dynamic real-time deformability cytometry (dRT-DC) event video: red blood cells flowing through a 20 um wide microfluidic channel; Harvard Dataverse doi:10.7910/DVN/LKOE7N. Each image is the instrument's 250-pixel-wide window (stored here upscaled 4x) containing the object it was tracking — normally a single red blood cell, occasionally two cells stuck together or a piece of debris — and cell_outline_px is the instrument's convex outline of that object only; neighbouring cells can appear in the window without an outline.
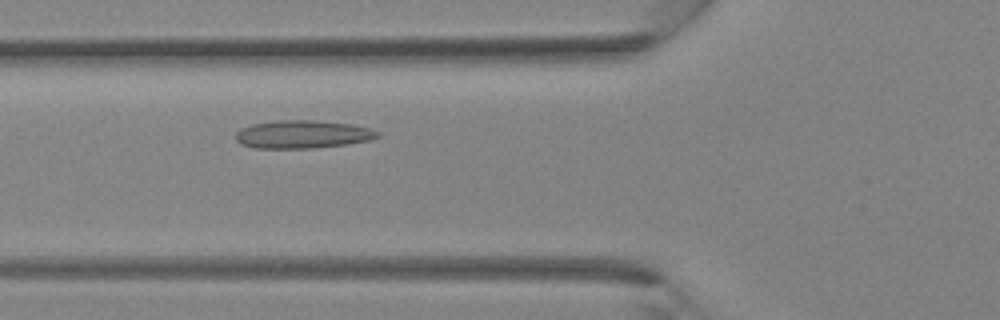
{"species": "Egyptian fruit bat (a non-hibernating species)", "species_latin": "Rousettus aegyptiacus", "temperature_condition": "room temperature", "stored_images_in_passage": 31, "camera_frame_rate_fps": 3000, "um_per_image_px": 0.085, "animal": {"sex": "female"}, "frame": {"image": 1, "passage_image": 8, "time_ms": 2.333, "image_size_px": [1000, 320], "cell_outline_px": [[380, 136], [368, 140], [348, 144], [312, 148], [256, 148], [240, 144], [236, 140], [236, 132], [240, 128], [252, 124], [272, 120], [316, 120], [352, 124], [368, 128], [380, 132]], "centroid_in_image_um": [25.69, 11.41], "position_along_channel_um": 100.1, "area_um2": 23.29}}
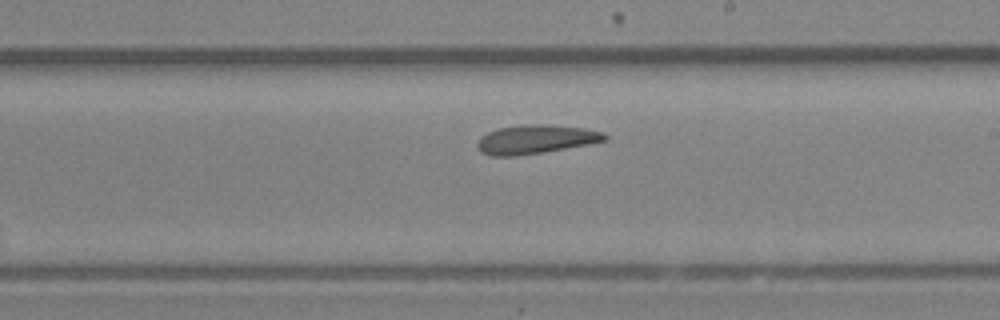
{"frame": {"image": 2, "passage_image": 16, "time_ms": 5.0, "image_size_px": [1000, 320], "cell_outline_px": [[608, 140], [588, 144], [544, 152], [512, 156], [492, 156], [480, 152], [476, 144], [480, 136], [488, 132], [500, 128], [520, 124], [548, 124], [584, 128], [604, 132], [608, 136]], "centroid_in_image_um": [45.53, 11.83], "position_along_channel_um": 243.5, "area_um2": 21.56}}
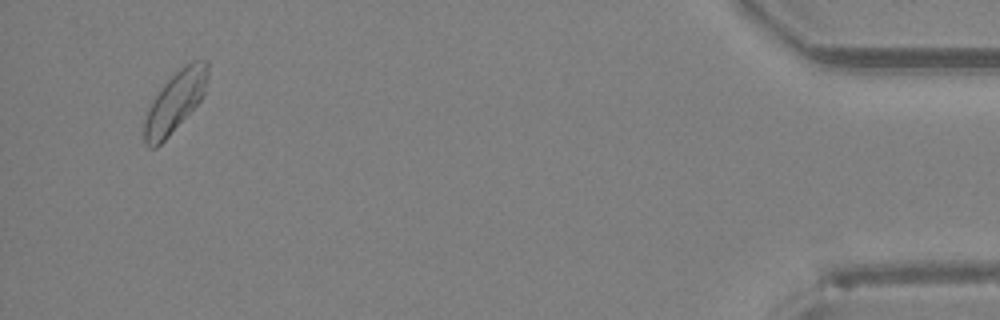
{"frame": {"image": 3, "passage_image": 30, "time_ms": 9.667, "image_size_px": [1000, 320], "cell_outline_px": [[208, 76], [204, 92], [200, 100], [168, 136], [156, 148], [148, 148], [144, 144], [144, 120], [148, 108], [160, 88], [184, 64], [192, 60], [208, 60]], "centroid_in_image_um": [14.86, 8.64], "position_along_channel_um": 420.3, "area_um2": 22.08}}